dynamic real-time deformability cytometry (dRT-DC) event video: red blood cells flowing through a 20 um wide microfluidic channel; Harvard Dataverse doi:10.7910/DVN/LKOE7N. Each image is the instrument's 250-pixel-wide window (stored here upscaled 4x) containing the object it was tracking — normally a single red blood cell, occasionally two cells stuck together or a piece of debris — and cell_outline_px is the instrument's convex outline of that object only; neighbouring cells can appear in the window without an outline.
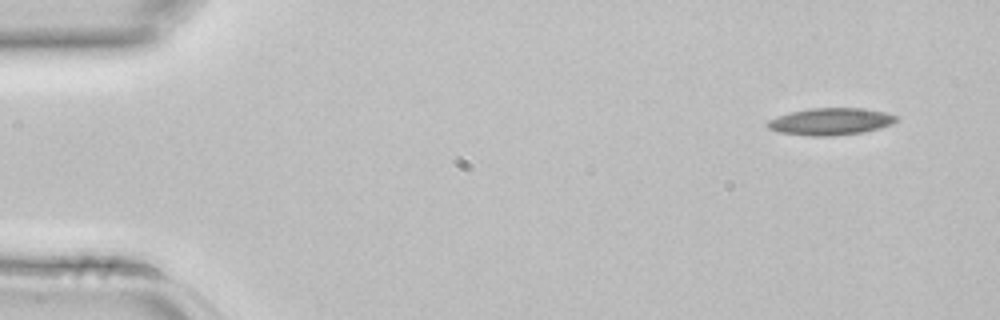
{"species": "common noctule bat (a hibernating species)", "species_latin": "Nyctalus noctula", "temperature_condition": "room temperature", "stored_images_in_passage": 4, "segment_of_instrument_passage": [2, 2], "camera_frame_rate_fps": 3000, "um_per_image_px": 0.085, "animal": {"sex": "female", "body_mass_g": 22.7, "forearm_length_mm": 54.2}, "frame": {"image": 1, "passage_image": 4, "time_ms": 1.0, "image_size_px": [1000, 320], "cell_outline_px": [[900, 120], [892, 124], [880, 128], [864, 132], [832, 136], [812, 136], [776, 132], [768, 128], [764, 124], [768, 120], [792, 112], [812, 108], [860, 108], [884, 112], [900, 116]], "centroid_in_image_um": [70.63, 10.34], "position_along_channel_um": 14.4, "area_um2": 20.4}}